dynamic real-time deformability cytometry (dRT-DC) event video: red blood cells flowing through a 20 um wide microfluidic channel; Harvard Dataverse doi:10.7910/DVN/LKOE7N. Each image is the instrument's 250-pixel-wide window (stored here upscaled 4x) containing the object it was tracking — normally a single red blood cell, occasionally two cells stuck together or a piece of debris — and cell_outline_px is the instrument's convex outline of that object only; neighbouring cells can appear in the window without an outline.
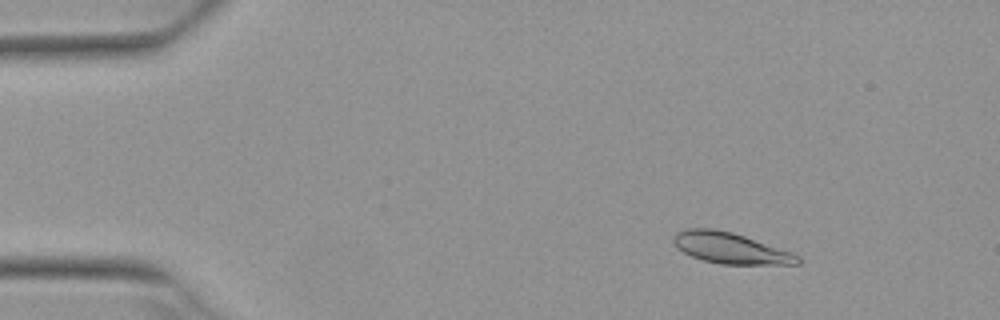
{"species": "Egyptian fruit bat (a non-hibernating species)", "species_latin": "Rousettus aegyptiacus", "temperature_condition": "warm", "stored_images_in_passage": 4, "camera_frame_rate_fps": 3000, "um_per_image_px": 0.085, "animal": {"sex": "female"}, "frame": {"image": 1, "passage_image": 2, "time_ms": 0.333, "image_size_px": [1000, 320], "cell_outline_px": [[800, 264], [720, 264], [704, 260], [692, 256], [676, 248], [672, 240], [676, 232], [684, 228], [712, 228], [732, 232], [792, 252], [800, 256]], "centroid_in_image_um": [62.06, 21.08], "position_along_channel_um": 22.9, "area_um2": 22.37}}